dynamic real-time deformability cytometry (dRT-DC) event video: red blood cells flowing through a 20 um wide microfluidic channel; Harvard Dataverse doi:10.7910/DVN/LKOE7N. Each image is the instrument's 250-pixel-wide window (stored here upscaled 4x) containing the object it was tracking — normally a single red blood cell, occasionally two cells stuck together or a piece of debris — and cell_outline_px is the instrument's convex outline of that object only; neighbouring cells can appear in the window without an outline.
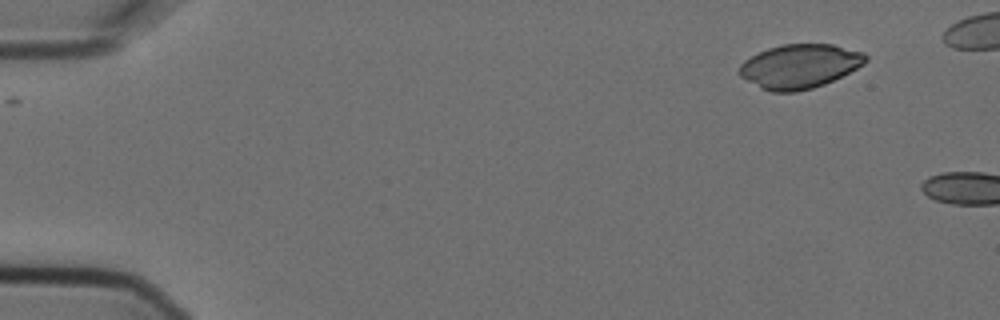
{"species": "Egyptian fruit bat (a non-hibernating species)", "species_latin": "Rousettus aegyptiacus", "temperature_condition": "cold", "stored_images_in_passage": 2, "camera_frame_rate_fps": 3000, "um_per_image_px": 0.085, "animal": {"sex": "female"}, "frame": {"image": 1, "passage_image": 1, "time_ms": 0.0, "image_size_px": [1000, 320], "cell_outline_px": [[868, 60], [864, 64], [824, 84], [812, 88], [796, 92], [772, 92], [760, 88], [740, 76], [736, 72], [740, 64], [744, 60], [768, 48], [780, 44], [832, 44], [864, 52], [868, 56]], "centroid_in_image_um": [67.94, 5.63], "position_along_channel_um": 17.1, "area_um2": 32.48}}